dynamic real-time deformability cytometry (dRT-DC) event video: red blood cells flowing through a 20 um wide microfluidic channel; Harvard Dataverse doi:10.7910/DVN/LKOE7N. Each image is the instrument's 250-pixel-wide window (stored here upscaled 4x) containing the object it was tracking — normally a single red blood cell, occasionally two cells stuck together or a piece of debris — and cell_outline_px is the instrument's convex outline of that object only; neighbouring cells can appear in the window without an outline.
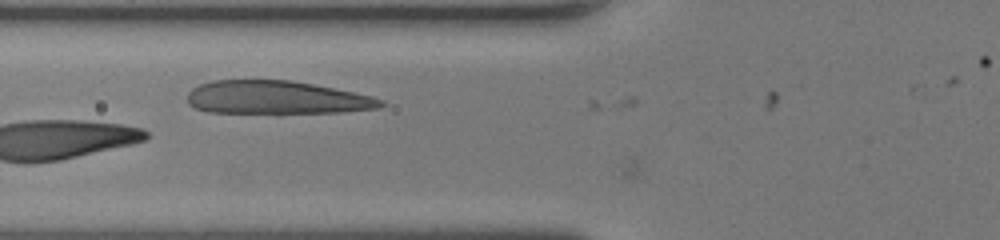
{"species": "human", "species_latin": "Homo sapiens", "temperature_condition": "room temperature", "stored_images_in_passage": 4, "camera_frame_rate_fps": 3000, "um_per_image_px": 0.085, "donor": {"sex": "female"}, "frame": {"image": 1, "passage_image": 2, "time_ms": 0.333, "image_size_px": [1000, 240], "cell_outline_px": [[388, 104], [380, 108], [340, 112], [280, 116], [276, 116], [208, 112], [196, 108], [188, 104], [188, 92], [192, 88], [200, 84], [212, 80], [292, 80], [372, 96], [384, 100]], "centroid_in_image_um": [23.51, 8.35], "position_along_channel_um": 102.3, "area_um2": 39.13}}